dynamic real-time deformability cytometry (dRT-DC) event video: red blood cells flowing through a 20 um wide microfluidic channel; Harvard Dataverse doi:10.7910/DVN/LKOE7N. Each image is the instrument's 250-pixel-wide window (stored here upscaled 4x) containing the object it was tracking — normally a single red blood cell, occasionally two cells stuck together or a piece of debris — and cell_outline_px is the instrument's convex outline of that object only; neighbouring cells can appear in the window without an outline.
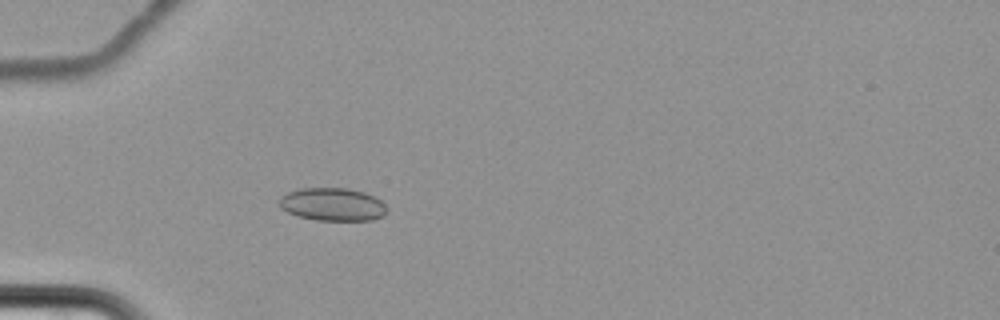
{"species": "common noctule bat (a hibernating species)", "species_latin": "Nyctalus noctula", "temperature_condition": "cold", "stored_images_in_passage": 4, "camera_frame_rate_fps": 3000, "um_per_image_px": 0.085, "animal": {"sex": "female", "body_mass_g": 22.7, "forearm_length_mm": 54.2}, "frame": {"image": 1, "passage_image": 4, "time_ms": 4.333, "image_size_px": [1000, 320], "cell_outline_px": [[388, 212], [384, 216], [372, 220], [316, 220], [300, 216], [288, 212], [280, 208], [280, 196], [288, 192], [300, 188], [348, 188], [364, 192], [380, 200], [384, 204]], "centroid_in_image_um": [28.28, 17.37], "position_along_channel_um": 56.7, "area_um2": 20.63}}